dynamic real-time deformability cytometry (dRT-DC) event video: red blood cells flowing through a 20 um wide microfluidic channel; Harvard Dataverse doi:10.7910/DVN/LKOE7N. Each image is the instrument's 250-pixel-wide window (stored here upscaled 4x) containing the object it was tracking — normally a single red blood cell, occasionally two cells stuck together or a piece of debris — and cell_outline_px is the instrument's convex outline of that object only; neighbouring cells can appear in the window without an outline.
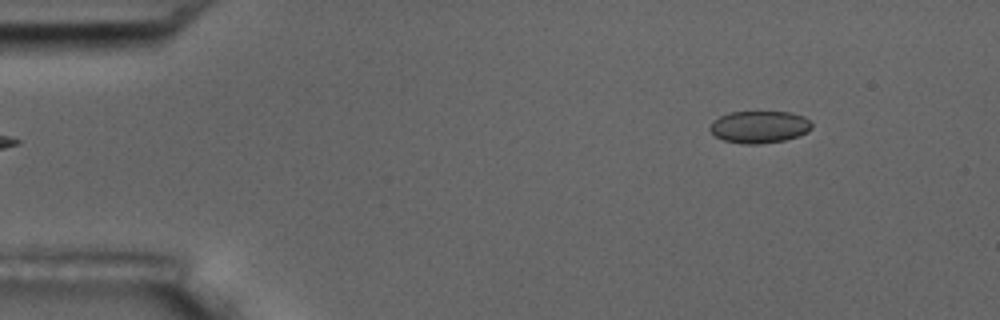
{"species": "common noctule bat (a hibernating species)", "species_latin": "Nyctalus noctula", "temperature_condition": "room temperature", "stored_images_in_passage": 6, "segment_of_instrument_passage": [2, 2], "camera_frame_rate_fps": 3000, "um_per_image_px": 0.085, "animal": {"sex": "male", "body_mass_g": 17.5, "forearm_length_mm": 52.3}, "frame": {"image": 1, "passage_image": 6, "time_ms": 6.0, "image_size_px": [1000, 320], "cell_outline_px": [[812, 128], [808, 132], [800, 136], [784, 140], [760, 144], [744, 144], [724, 140], [716, 136], [708, 128], [712, 120], [720, 116], [732, 112], [792, 112], [804, 116], [812, 124]], "centroid_in_image_um": [64.56, 10.79], "position_along_channel_um": 20.4, "area_um2": 19.19}}